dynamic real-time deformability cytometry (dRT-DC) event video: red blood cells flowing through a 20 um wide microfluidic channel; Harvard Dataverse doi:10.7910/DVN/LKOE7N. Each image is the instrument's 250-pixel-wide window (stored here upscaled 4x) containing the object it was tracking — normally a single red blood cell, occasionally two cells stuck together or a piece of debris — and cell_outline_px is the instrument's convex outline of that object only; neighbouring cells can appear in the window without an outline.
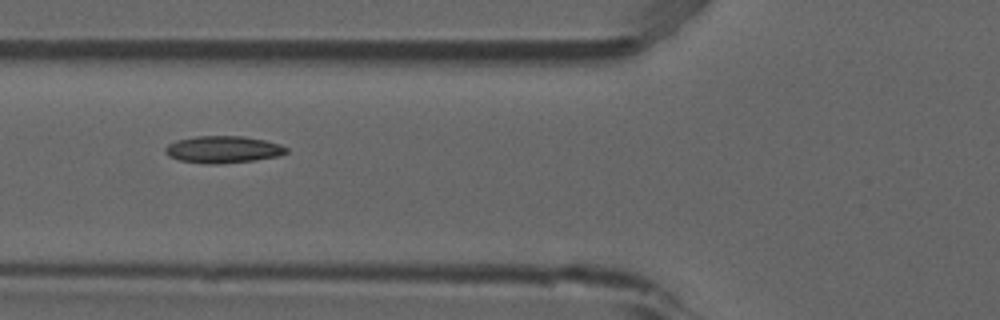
{"species": "common noctule bat (a hibernating species)", "species_latin": "Nyctalus noctula", "temperature_condition": "room temperature", "stored_images_in_passage": 5, "camera_frame_rate_fps": 3000, "um_per_image_px": 0.085, "animal": {"sex": "male", "forearm_length_mm": 52.5}, "frame": {"image": 1, "passage_image": 3, "time_ms": 0.667, "image_size_px": [1000, 320], "cell_outline_px": [[288, 152], [280, 156], [252, 160], [216, 164], [208, 164], [180, 160], [168, 156], [164, 152], [164, 148], [168, 144], [176, 140], [196, 136], [244, 136], [264, 140], [280, 144], [288, 148]], "centroid_in_image_um": [18.95, 12.7], "position_along_channel_um": 106.8, "area_um2": 19.07}}
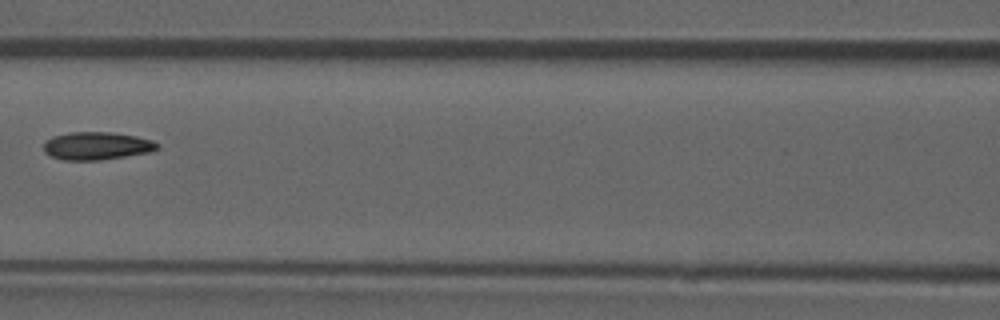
{"frame": {"image": 2, "passage_image": 4, "time_ms": 1.0, "image_size_px": [1000, 320], "cell_outline_px": [[160, 148], [152, 152], [100, 160], [64, 160], [52, 156], [44, 152], [44, 140], [52, 136], [68, 132], [112, 132], [136, 136], [152, 140], [160, 144]], "centroid_in_image_um": [8.24, 12.39], "position_along_channel_um": 158.4, "area_um2": 18.67}}